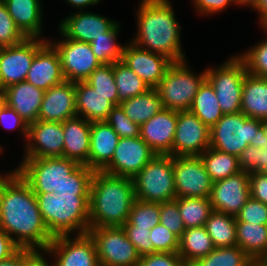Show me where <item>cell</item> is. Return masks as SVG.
Listing matches in <instances>:
<instances>
[{"label": "cell", "mask_w": 267, "mask_h": 266, "mask_svg": "<svg viewBox=\"0 0 267 266\" xmlns=\"http://www.w3.org/2000/svg\"><path fill=\"white\" fill-rule=\"evenodd\" d=\"M0 230L20 248H47L54 238L34 191L15 169L0 174Z\"/></svg>", "instance_id": "obj_1"}, {"label": "cell", "mask_w": 267, "mask_h": 266, "mask_svg": "<svg viewBox=\"0 0 267 266\" xmlns=\"http://www.w3.org/2000/svg\"><path fill=\"white\" fill-rule=\"evenodd\" d=\"M171 3L170 0H141L136 11L137 31L131 42L172 62H180L187 58L181 46L182 26Z\"/></svg>", "instance_id": "obj_2"}, {"label": "cell", "mask_w": 267, "mask_h": 266, "mask_svg": "<svg viewBox=\"0 0 267 266\" xmlns=\"http://www.w3.org/2000/svg\"><path fill=\"white\" fill-rule=\"evenodd\" d=\"M135 199L132 178L95 171L89 195L90 227H122Z\"/></svg>", "instance_id": "obj_3"}, {"label": "cell", "mask_w": 267, "mask_h": 266, "mask_svg": "<svg viewBox=\"0 0 267 266\" xmlns=\"http://www.w3.org/2000/svg\"><path fill=\"white\" fill-rule=\"evenodd\" d=\"M40 213L53 237L87 233L89 195L35 193Z\"/></svg>", "instance_id": "obj_4"}, {"label": "cell", "mask_w": 267, "mask_h": 266, "mask_svg": "<svg viewBox=\"0 0 267 266\" xmlns=\"http://www.w3.org/2000/svg\"><path fill=\"white\" fill-rule=\"evenodd\" d=\"M266 144L262 120L249 118L242 112L223 114L210 128V147L236 157L248 145L263 149Z\"/></svg>", "instance_id": "obj_5"}, {"label": "cell", "mask_w": 267, "mask_h": 266, "mask_svg": "<svg viewBox=\"0 0 267 266\" xmlns=\"http://www.w3.org/2000/svg\"><path fill=\"white\" fill-rule=\"evenodd\" d=\"M191 71L187 60L173 62L169 66L155 87L165 109L190 110L200 85L206 79V70L199 74Z\"/></svg>", "instance_id": "obj_6"}, {"label": "cell", "mask_w": 267, "mask_h": 266, "mask_svg": "<svg viewBox=\"0 0 267 266\" xmlns=\"http://www.w3.org/2000/svg\"><path fill=\"white\" fill-rule=\"evenodd\" d=\"M132 179L138 200L162 203L177 198L172 155L156 154Z\"/></svg>", "instance_id": "obj_7"}, {"label": "cell", "mask_w": 267, "mask_h": 266, "mask_svg": "<svg viewBox=\"0 0 267 266\" xmlns=\"http://www.w3.org/2000/svg\"><path fill=\"white\" fill-rule=\"evenodd\" d=\"M206 79L213 86L223 114L241 112L243 82L247 74L244 61L232 55L218 67H206Z\"/></svg>", "instance_id": "obj_8"}, {"label": "cell", "mask_w": 267, "mask_h": 266, "mask_svg": "<svg viewBox=\"0 0 267 266\" xmlns=\"http://www.w3.org/2000/svg\"><path fill=\"white\" fill-rule=\"evenodd\" d=\"M22 159L15 170L34 193H52L60 190L67 176L80 165L66 157Z\"/></svg>", "instance_id": "obj_9"}, {"label": "cell", "mask_w": 267, "mask_h": 266, "mask_svg": "<svg viewBox=\"0 0 267 266\" xmlns=\"http://www.w3.org/2000/svg\"><path fill=\"white\" fill-rule=\"evenodd\" d=\"M99 266H138L141 255L122 227H90Z\"/></svg>", "instance_id": "obj_10"}, {"label": "cell", "mask_w": 267, "mask_h": 266, "mask_svg": "<svg viewBox=\"0 0 267 266\" xmlns=\"http://www.w3.org/2000/svg\"><path fill=\"white\" fill-rule=\"evenodd\" d=\"M47 38H25L21 43L0 48V92L26 80L36 52Z\"/></svg>", "instance_id": "obj_11"}, {"label": "cell", "mask_w": 267, "mask_h": 266, "mask_svg": "<svg viewBox=\"0 0 267 266\" xmlns=\"http://www.w3.org/2000/svg\"><path fill=\"white\" fill-rule=\"evenodd\" d=\"M59 34L60 40L48 41L58 51L65 80L85 81L102 64L92 52L90 43L69 39L60 30Z\"/></svg>", "instance_id": "obj_12"}, {"label": "cell", "mask_w": 267, "mask_h": 266, "mask_svg": "<svg viewBox=\"0 0 267 266\" xmlns=\"http://www.w3.org/2000/svg\"><path fill=\"white\" fill-rule=\"evenodd\" d=\"M173 173L177 197H210L213 181L200 156H173Z\"/></svg>", "instance_id": "obj_13"}, {"label": "cell", "mask_w": 267, "mask_h": 266, "mask_svg": "<svg viewBox=\"0 0 267 266\" xmlns=\"http://www.w3.org/2000/svg\"><path fill=\"white\" fill-rule=\"evenodd\" d=\"M54 237L46 248L54 266H99L94 241L88 233Z\"/></svg>", "instance_id": "obj_14"}, {"label": "cell", "mask_w": 267, "mask_h": 266, "mask_svg": "<svg viewBox=\"0 0 267 266\" xmlns=\"http://www.w3.org/2000/svg\"><path fill=\"white\" fill-rule=\"evenodd\" d=\"M210 147V128L190 110L177 111L172 156H200Z\"/></svg>", "instance_id": "obj_15"}, {"label": "cell", "mask_w": 267, "mask_h": 266, "mask_svg": "<svg viewBox=\"0 0 267 266\" xmlns=\"http://www.w3.org/2000/svg\"><path fill=\"white\" fill-rule=\"evenodd\" d=\"M155 155L140 136L119 138L111 162L102 171L133 178Z\"/></svg>", "instance_id": "obj_16"}, {"label": "cell", "mask_w": 267, "mask_h": 266, "mask_svg": "<svg viewBox=\"0 0 267 266\" xmlns=\"http://www.w3.org/2000/svg\"><path fill=\"white\" fill-rule=\"evenodd\" d=\"M63 134L62 122L37 120L30 123L23 157H63Z\"/></svg>", "instance_id": "obj_17"}, {"label": "cell", "mask_w": 267, "mask_h": 266, "mask_svg": "<svg viewBox=\"0 0 267 266\" xmlns=\"http://www.w3.org/2000/svg\"><path fill=\"white\" fill-rule=\"evenodd\" d=\"M249 197V173L240 171L213 182L209 198L213 210L236 217Z\"/></svg>", "instance_id": "obj_18"}, {"label": "cell", "mask_w": 267, "mask_h": 266, "mask_svg": "<svg viewBox=\"0 0 267 266\" xmlns=\"http://www.w3.org/2000/svg\"><path fill=\"white\" fill-rule=\"evenodd\" d=\"M121 61L150 88H155L161 82L167 69L173 63L163 55L139 48L131 40L124 47Z\"/></svg>", "instance_id": "obj_19"}, {"label": "cell", "mask_w": 267, "mask_h": 266, "mask_svg": "<svg viewBox=\"0 0 267 266\" xmlns=\"http://www.w3.org/2000/svg\"><path fill=\"white\" fill-rule=\"evenodd\" d=\"M117 21L89 11L78 10L60 22V30L67 38L91 43L107 33Z\"/></svg>", "instance_id": "obj_20"}, {"label": "cell", "mask_w": 267, "mask_h": 266, "mask_svg": "<svg viewBox=\"0 0 267 266\" xmlns=\"http://www.w3.org/2000/svg\"><path fill=\"white\" fill-rule=\"evenodd\" d=\"M177 125V111L163 108L140 125V137L160 155H172Z\"/></svg>", "instance_id": "obj_21"}, {"label": "cell", "mask_w": 267, "mask_h": 266, "mask_svg": "<svg viewBox=\"0 0 267 266\" xmlns=\"http://www.w3.org/2000/svg\"><path fill=\"white\" fill-rule=\"evenodd\" d=\"M76 116L75 82L65 80L44 92L38 120L63 122Z\"/></svg>", "instance_id": "obj_22"}, {"label": "cell", "mask_w": 267, "mask_h": 266, "mask_svg": "<svg viewBox=\"0 0 267 266\" xmlns=\"http://www.w3.org/2000/svg\"><path fill=\"white\" fill-rule=\"evenodd\" d=\"M25 81L44 91L65 81L58 51L49 41L36 52Z\"/></svg>", "instance_id": "obj_23"}, {"label": "cell", "mask_w": 267, "mask_h": 266, "mask_svg": "<svg viewBox=\"0 0 267 266\" xmlns=\"http://www.w3.org/2000/svg\"><path fill=\"white\" fill-rule=\"evenodd\" d=\"M44 90L23 81L1 91L6 105L13 108L28 124L38 120Z\"/></svg>", "instance_id": "obj_24"}, {"label": "cell", "mask_w": 267, "mask_h": 266, "mask_svg": "<svg viewBox=\"0 0 267 266\" xmlns=\"http://www.w3.org/2000/svg\"><path fill=\"white\" fill-rule=\"evenodd\" d=\"M119 136L106 122H92L88 167L102 171L112 160Z\"/></svg>", "instance_id": "obj_25"}, {"label": "cell", "mask_w": 267, "mask_h": 266, "mask_svg": "<svg viewBox=\"0 0 267 266\" xmlns=\"http://www.w3.org/2000/svg\"><path fill=\"white\" fill-rule=\"evenodd\" d=\"M64 131L63 157L88 166L91 122L74 117L62 122Z\"/></svg>", "instance_id": "obj_26"}, {"label": "cell", "mask_w": 267, "mask_h": 266, "mask_svg": "<svg viewBox=\"0 0 267 266\" xmlns=\"http://www.w3.org/2000/svg\"><path fill=\"white\" fill-rule=\"evenodd\" d=\"M17 28L26 38H41L43 10L41 0H4Z\"/></svg>", "instance_id": "obj_27"}, {"label": "cell", "mask_w": 267, "mask_h": 266, "mask_svg": "<svg viewBox=\"0 0 267 266\" xmlns=\"http://www.w3.org/2000/svg\"><path fill=\"white\" fill-rule=\"evenodd\" d=\"M77 116L89 122L106 121L115 106L108 96L98 93L85 81L75 82Z\"/></svg>", "instance_id": "obj_28"}, {"label": "cell", "mask_w": 267, "mask_h": 266, "mask_svg": "<svg viewBox=\"0 0 267 266\" xmlns=\"http://www.w3.org/2000/svg\"><path fill=\"white\" fill-rule=\"evenodd\" d=\"M241 112L249 118L267 119V78L246 74L243 82Z\"/></svg>", "instance_id": "obj_29"}, {"label": "cell", "mask_w": 267, "mask_h": 266, "mask_svg": "<svg viewBox=\"0 0 267 266\" xmlns=\"http://www.w3.org/2000/svg\"><path fill=\"white\" fill-rule=\"evenodd\" d=\"M237 246L252 260L267 259V225L236 222Z\"/></svg>", "instance_id": "obj_30"}, {"label": "cell", "mask_w": 267, "mask_h": 266, "mask_svg": "<svg viewBox=\"0 0 267 266\" xmlns=\"http://www.w3.org/2000/svg\"><path fill=\"white\" fill-rule=\"evenodd\" d=\"M215 248L204 226L186 228L179 238L178 254L189 266Z\"/></svg>", "instance_id": "obj_31"}, {"label": "cell", "mask_w": 267, "mask_h": 266, "mask_svg": "<svg viewBox=\"0 0 267 266\" xmlns=\"http://www.w3.org/2000/svg\"><path fill=\"white\" fill-rule=\"evenodd\" d=\"M125 114L135 123L141 125L160 112L164 107L155 88L120 103Z\"/></svg>", "instance_id": "obj_32"}, {"label": "cell", "mask_w": 267, "mask_h": 266, "mask_svg": "<svg viewBox=\"0 0 267 266\" xmlns=\"http://www.w3.org/2000/svg\"><path fill=\"white\" fill-rule=\"evenodd\" d=\"M190 111L209 128L215 125L223 116L215 90L205 79L194 97Z\"/></svg>", "instance_id": "obj_33"}, {"label": "cell", "mask_w": 267, "mask_h": 266, "mask_svg": "<svg viewBox=\"0 0 267 266\" xmlns=\"http://www.w3.org/2000/svg\"><path fill=\"white\" fill-rule=\"evenodd\" d=\"M204 227L212 239L215 248L237 245L235 216L213 210Z\"/></svg>", "instance_id": "obj_34"}, {"label": "cell", "mask_w": 267, "mask_h": 266, "mask_svg": "<svg viewBox=\"0 0 267 266\" xmlns=\"http://www.w3.org/2000/svg\"><path fill=\"white\" fill-rule=\"evenodd\" d=\"M200 158L213 182L225 179L241 171L238 157L211 147L207 148L200 155Z\"/></svg>", "instance_id": "obj_35"}, {"label": "cell", "mask_w": 267, "mask_h": 266, "mask_svg": "<svg viewBox=\"0 0 267 266\" xmlns=\"http://www.w3.org/2000/svg\"><path fill=\"white\" fill-rule=\"evenodd\" d=\"M113 75L118 90L119 105L122 101L141 95L150 87L124 62L113 64Z\"/></svg>", "instance_id": "obj_36"}, {"label": "cell", "mask_w": 267, "mask_h": 266, "mask_svg": "<svg viewBox=\"0 0 267 266\" xmlns=\"http://www.w3.org/2000/svg\"><path fill=\"white\" fill-rule=\"evenodd\" d=\"M175 201L185 228L204 226L213 211L209 197H177Z\"/></svg>", "instance_id": "obj_37"}, {"label": "cell", "mask_w": 267, "mask_h": 266, "mask_svg": "<svg viewBox=\"0 0 267 266\" xmlns=\"http://www.w3.org/2000/svg\"><path fill=\"white\" fill-rule=\"evenodd\" d=\"M120 27V22H117L107 33L90 43L92 52L101 64H114L122 60L125 44L116 41Z\"/></svg>", "instance_id": "obj_38"}, {"label": "cell", "mask_w": 267, "mask_h": 266, "mask_svg": "<svg viewBox=\"0 0 267 266\" xmlns=\"http://www.w3.org/2000/svg\"><path fill=\"white\" fill-rule=\"evenodd\" d=\"M252 259L237 245L214 248L189 266H250Z\"/></svg>", "instance_id": "obj_39"}, {"label": "cell", "mask_w": 267, "mask_h": 266, "mask_svg": "<svg viewBox=\"0 0 267 266\" xmlns=\"http://www.w3.org/2000/svg\"><path fill=\"white\" fill-rule=\"evenodd\" d=\"M127 222L135 228L151 230L160 224V203L135 199Z\"/></svg>", "instance_id": "obj_40"}, {"label": "cell", "mask_w": 267, "mask_h": 266, "mask_svg": "<svg viewBox=\"0 0 267 266\" xmlns=\"http://www.w3.org/2000/svg\"><path fill=\"white\" fill-rule=\"evenodd\" d=\"M98 93L108 96L114 104L119 105L118 90L113 75V64H102L85 80Z\"/></svg>", "instance_id": "obj_41"}, {"label": "cell", "mask_w": 267, "mask_h": 266, "mask_svg": "<svg viewBox=\"0 0 267 266\" xmlns=\"http://www.w3.org/2000/svg\"><path fill=\"white\" fill-rule=\"evenodd\" d=\"M94 170L80 164L64 181L62 188L55 193L61 195H90V187Z\"/></svg>", "instance_id": "obj_42"}, {"label": "cell", "mask_w": 267, "mask_h": 266, "mask_svg": "<svg viewBox=\"0 0 267 266\" xmlns=\"http://www.w3.org/2000/svg\"><path fill=\"white\" fill-rule=\"evenodd\" d=\"M238 56L244 61L247 73L267 78V38Z\"/></svg>", "instance_id": "obj_43"}, {"label": "cell", "mask_w": 267, "mask_h": 266, "mask_svg": "<svg viewBox=\"0 0 267 266\" xmlns=\"http://www.w3.org/2000/svg\"><path fill=\"white\" fill-rule=\"evenodd\" d=\"M106 122L118 134L119 138H136L140 136V125L133 122L121 105H115L109 112Z\"/></svg>", "instance_id": "obj_44"}, {"label": "cell", "mask_w": 267, "mask_h": 266, "mask_svg": "<svg viewBox=\"0 0 267 266\" xmlns=\"http://www.w3.org/2000/svg\"><path fill=\"white\" fill-rule=\"evenodd\" d=\"M239 168L247 173L267 172V144L261 149L248 145L239 155Z\"/></svg>", "instance_id": "obj_45"}, {"label": "cell", "mask_w": 267, "mask_h": 266, "mask_svg": "<svg viewBox=\"0 0 267 266\" xmlns=\"http://www.w3.org/2000/svg\"><path fill=\"white\" fill-rule=\"evenodd\" d=\"M25 38L15 25L4 0H0V48L19 44Z\"/></svg>", "instance_id": "obj_46"}, {"label": "cell", "mask_w": 267, "mask_h": 266, "mask_svg": "<svg viewBox=\"0 0 267 266\" xmlns=\"http://www.w3.org/2000/svg\"><path fill=\"white\" fill-rule=\"evenodd\" d=\"M150 240L155 252L177 253L179 249V237L158 224L150 230Z\"/></svg>", "instance_id": "obj_47"}, {"label": "cell", "mask_w": 267, "mask_h": 266, "mask_svg": "<svg viewBox=\"0 0 267 266\" xmlns=\"http://www.w3.org/2000/svg\"><path fill=\"white\" fill-rule=\"evenodd\" d=\"M160 224L179 238L182 236L186 228L175 200L160 203Z\"/></svg>", "instance_id": "obj_48"}, {"label": "cell", "mask_w": 267, "mask_h": 266, "mask_svg": "<svg viewBox=\"0 0 267 266\" xmlns=\"http://www.w3.org/2000/svg\"><path fill=\"white\" fill-rule=\"evenodd\" d=\"M235 218L236 222L267 225V204L250 196Z\"/></svg>", "instance_id": "obj_49"}, {"label": "cell", "mask_w": 267, "mask_h": 266, "mask_svg": "<svg viewBox=\"0 0 267 266\" xmlns=\"http://www.w3.org/2000/svg\"><path fill=\"white\" fill-rule=\"evenodd\" d=\"M122 228L141 256L154 253V247L150 240V229L135 228L128 222H126Z\"/></svg>", "instance_id": "obj_50"}, {"label": "cell", "mask_w": 267, "mask_h": 266, "mask_svg": "<svg viewBox=\"0 0 267 266\" xmlns=\"http://www.w3.org/2000/svg\"><path fill=\"white\" fill-rule=\"evenodd\" d=\"M138 266H188L178 253L155 252L142 255Z\"/></svg>", "instance_id": "obj_51"}, {"label": "cell", "mask_w": 267, "mask_h": 266, "mask_svg": "<svg viewBox=\"0 0 267 266\" xmlns=\"http://www.w3.org/2000/svg\"><path fill=\"white\" fill-rule=\"evenodd\" d=\"M0 125L7 130L18 129L25 141L28 136V123L11 107L5 105L0 112Z\"/></svg>", "instance_id": "obj_52"}, {"label": "cell", "mask_w": 267, "mask_h": 266, "mask_svg": "<svg viewBox=\"0 0 267 266\" xmlns=\"http://www.w3.org/2000/svg\"><path fill=\"white\" fill-rule=\"evenodd\" d=\"M232 4L237 5L236 0H193L192 2L193 7L198 11L197 14L204 16L220 14Z\"/></svg>", "instance_id": "obj_53"}, {"label": "cell", "mask_w": 267, "mask_h": 266, "mask_svg": "<svg viewBox=\"0 0 267 266\" xmlns=\"http://www.w3.org/2000/svg\"><path fill=\"white\" fill-rule=\"evenodd\" d=\"M250 196L267 204V172L249 173Z\"/></svg>", "instance_id": "obj_54"}, {"label": "cell", "mask_w": 267, "mask_h": 266, "mask_svg": "<svg viewBox=\"0 0 267 266\" xmlns=\"http://www.w3.org/2000/svg\"><path fill=\"white\" fill-rule=\"evenodd\" d=\"M44 253L46 248H22V266H54V263L50 265L44 258Z\"/></svg>", "instance_id": "obj_55"}, {"label": "cell", "mask_w": 267, "mask_h": 266, "mask_svg": "<svg viewBox=\"0 0 267 266\" xmlns=\"http://www.w3.org/2000/svg\"><path fill=\"white\" fill-rule=\"evenodd\" d=\"M20 247L4 231L0 230V261L10 258Z\"/></svg>", "instance_id": "obj_56"}, {"label": "cell", "mask_w": 267, "mask_h": 266, "mask_svg": "<svg viewBox=\"0 0 267 266\" xmlns=\"http://www.w3.org/2000/svg\"><path fill=\"white\" fill-rule=\"evenodd\" d=\"M69 6H73L77 11L84 10L90 6H96L99 4L100 0H64Z\"/></svg>", "instance_id": "obj_57"}, {"label": "cell", "mask_w": 267, "mask_h": 266, "mask_svg": "<svg viewBox=\"0 0 267 266\" xmlns=\"http://www.w3.org/2000/svg\"><path fill=\"white\" fill-rule=\"evenodd\" d=\"M0 266H22V248L10 258L0 261Z\"/></svg>", "instance_id": "obj_58"}, {"label": "cell", "mask_w": 267, "mask_h": 266, "mask_svg": "<svg viewBox=\"0 0 267 266\" xmlns=\"http://www.w3.org/2000/svg\"><path fill=\"white\" fill-rule=\"evenodd\" d=\"M258 13L259 25L267 18V0H260L257 6L254 8Z\"/></svg>", "instance_id": "obj_59"}, {"label": "cell", "mask_w": 267, "mask_h": 266, "mask_svg": "<svg viewBox=\"0 0 267 266\" xmlns=\"http://www.w3.org/2000/svg\"><path fill=\"white\" fill-rule=\"evenodd\" d=\"M260 0H236L237 5L239 6H249V8L251 7L252 9H254L257 4L259 3Z\"/></svg>", "instance_id": "obj_60"}, {"label": "cell", "mask_w": 267, "mask_h": 266, "mask_svg": "<svg viewBox=\"0 0 267 266\" xmlns=\"http://www.w3.org/2000/svg\"><path fill=\"white\" fill-rule=\"evenodd\" d=\"M250 266H267V261L265 260H253Z\"/></svg>", "instance_id": "obj_61"}, {"label": "cell", "mask_w": 267, "mask_h": 266, "mask_svg": "<svg viewBox=\"0 0 267 266\" xmlns=\"http://www.w3.org/2000/svg\"><path fill=\"white\" fill-rule=\"evenodd\" d=\"M5 105H6L5 98L3 94L0 92V112Z\"/></svg>", "instance_id": "obj_62"}, {"label": "cell", "mask_w": 267, "mask_h": 266, "mask_svg": "<svg viewBox=\"0 0 267 266\" xmlns=\"http://www.w3.org/2000/svg\"><path fill=\"white\" fill-rule=\"evenodd\" d=\"M262 30L267 34V18L260 24Z\"/></svg>", "instance_id": "obj_63"}, {"label": "cell", "mask_w": 267, "mask_h": 266, "mask_svg": "<svg viewBox=\"0 0 267 266\" xmlns=\"http://www.w3.org/2000/svg\"><path fill=\"white\" fill-rule=\"evenodd\" d=\"M262 127L265 131V135L267 136V119L262 120Z\"/></svg>", "instance_id": "obj_64"}, {"label": "cell", "mask_w": 267, "mask_h": 266, "mask_svg": "<svg viewBox=\"0 0 267 266\" xmlns=\"http://www.w3.org/2000/svg\"><path fill=\"white\" fill-rule=\"evenodd\" d=\"M2 149H3L2 146H0V155H1V152L3 151Z\"/></svg>", "instance_id": "obj_65"}]
</instances>
